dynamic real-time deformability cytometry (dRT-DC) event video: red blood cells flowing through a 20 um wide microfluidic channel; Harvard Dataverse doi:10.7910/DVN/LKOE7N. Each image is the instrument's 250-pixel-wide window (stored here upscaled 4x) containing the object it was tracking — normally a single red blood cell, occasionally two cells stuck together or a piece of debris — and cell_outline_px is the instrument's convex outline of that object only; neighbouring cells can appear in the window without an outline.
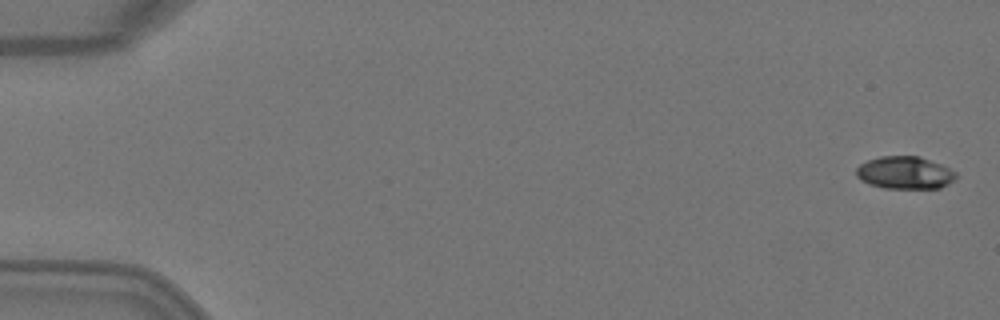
{"species": "Egyptian fruit bat (a non-hibernating species)", "species_latin": "Rousettus aegyptiacus", "temperature_condition": "warm", "stored_images_in_passage": 5, "camera_frame_rate_fps": 3000, "um_per_image_px": 0.085, "animal": {"sex": "female"}, "frame": {"image": 1, "passage_image": 1, "time_ms": 0.0, "image_size_px": [1000, 320], "cell_outline_px": [[956, 176], [948, 184], [940, 188], [884, 188], [868, 184], [860, 180], [856, 176], [856, 168], [860, 164], [868, 160], [880, 156], [920, 156], [940, 164], [956, 172]], "centroid_in_image_um": [76.87, 14.68], "position_along_channel_um": 8.1, "area_um2": 18.9}}
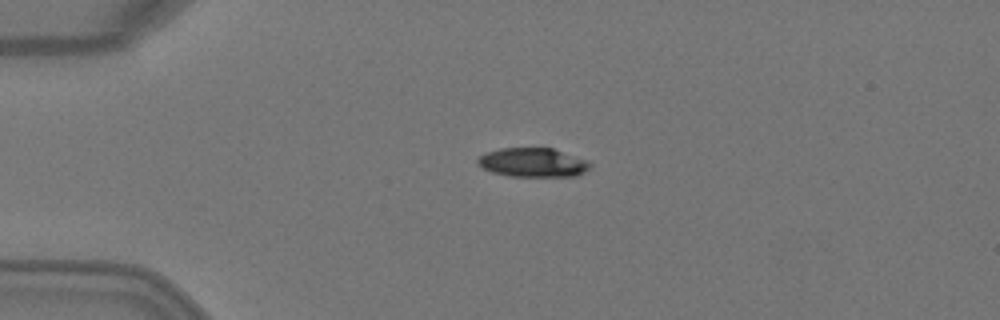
{"frame": {"image": 2, "passage_image": 4, "time_ms": 1.0, "image_size_px": [1000, 320], "cell_outline_px": [[592, 164], [584, 172], [576, 176], [508, 176], [492, 172], [476, 164], [476, 160], [480, 156], [488, 152], [500, 148], [552, 148], [588, 160]], "centroid_in_image_um": [45.29, 13.81], "position_along_channel_um": 39.7, "area_um2": 18.96}}